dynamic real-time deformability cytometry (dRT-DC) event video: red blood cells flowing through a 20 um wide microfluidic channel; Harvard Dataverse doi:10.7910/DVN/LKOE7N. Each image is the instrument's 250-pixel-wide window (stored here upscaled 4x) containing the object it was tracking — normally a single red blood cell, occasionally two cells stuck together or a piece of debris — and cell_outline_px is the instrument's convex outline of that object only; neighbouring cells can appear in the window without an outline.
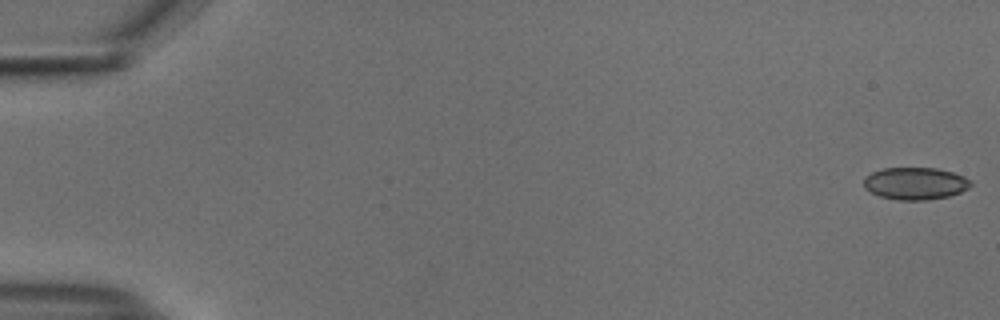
{"species": "common noctule bat (a hibernating species)", "species_latin": "Nyctalus noctula", "temperature_condition": "cold", "stored_images_in_passage": 52, "camera_frame_rate_fps": 3000, "um_per_image_px": 0.085, "animal": {"sex": "male", "body_mass_g": 18.8}, "frame": {"image": 1, "passage_image": 1, "time_ms": 0.0, "image_size_px": [1000, 320], "cell_outline_px": [[972, 184], [968, 188], [960, 192], [948, 196], [924, 200], [896, 200], [880, 196], [864, 188], [864, 176], [872, 172], [884, 168], [936, 168], [952, 172], [964, 176], [972, 180]], "centroid_in_image_um": [77.8, 15.59], "position_along_channel_um": 7.2, "area_um2": 20.11}}
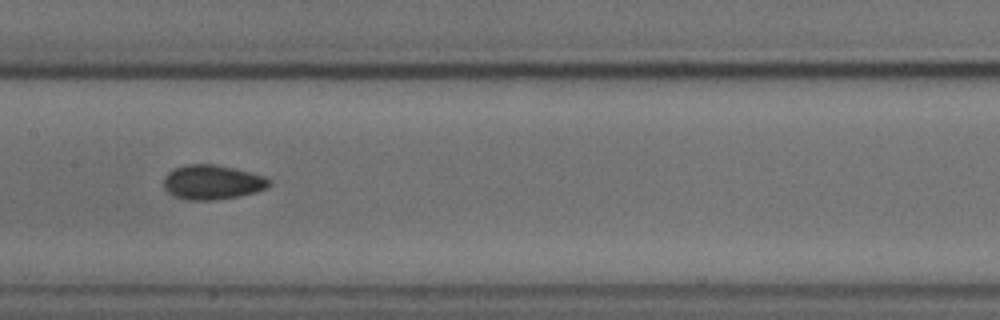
{"frame": {"image": 2, "passage_image": 28, "time_ms": 9.0, "image_size_px": [1000, 320], "cell_outline_px": [[272, 184], [256, 192], [240, 196], [212, 200], [188, 200], [176, 196], [168, 192], [164, 188], [164, 176], [168, 172], [176, 168], [188, 164], [216, 164], [264, 176], [272, 180]], "centroid_in_image_um": [18.05, 15.49], "position_along_channel_um": 189.3, "area_um2": 21.1}}
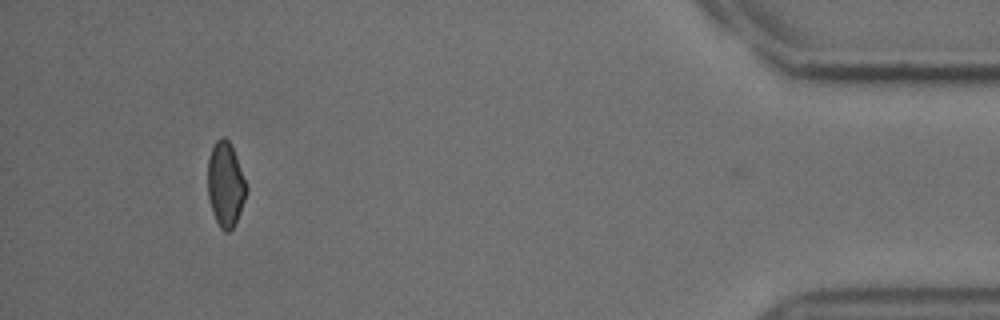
{"frame": {"image": 3, "passage_image": 51, "time_ms": 16.667, "image_size_px": [1000, 320], "cell_outline_px": [[248, 188], [240, 212], [232, 228], [228, 232], [224, 232], [220, 228], [212, 212], [208, 196], [208, 160], [212, 148], [216, 140], [220, 136], [224, 136], [228, 140], [236, 156]], "centroid_in_image_um": [19.16, 15.67], "position_along_channel_um": 416.0, "area_um2": 18.9}, "authors_computed_cell_mechanics": {"area_um2": 20.4323, "velocity_mm_per_s": 3.7445, "shape_relaxation_time_tau1_ms": 6.9191, "shape_relaxation_time_tau2_ms": 3.0871, "deformation_change_tau1": 0.0883, "deformation_change_tau2": 0.0513}}